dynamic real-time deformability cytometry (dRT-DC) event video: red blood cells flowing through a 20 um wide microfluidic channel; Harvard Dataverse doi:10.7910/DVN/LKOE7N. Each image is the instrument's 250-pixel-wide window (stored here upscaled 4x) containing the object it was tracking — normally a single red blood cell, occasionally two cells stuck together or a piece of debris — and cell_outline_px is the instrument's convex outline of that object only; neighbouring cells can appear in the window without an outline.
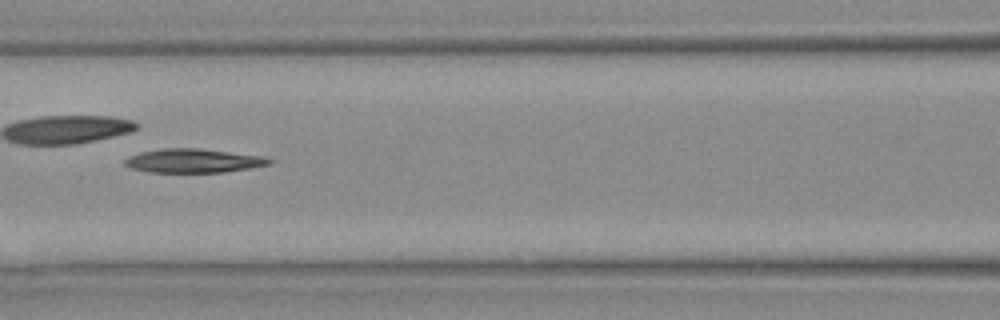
{"species": "Egyptian fruit bat (a non-hibernating species)", "species_latin": "Rousettus aegyptiacus", "temperature_condition": "warm", "stored_images_in_passage": 12, "camera_frame_rate_fps": 3000, "um_per_image_px": 0.085, "animal": {"sex": "female"}, "frame": {"image": 1, "passage_image": 9, "time_ms": 2.667, "image_size_px": [1000, 320], "cell_outline_px": [[272, 164], [252, 168], [224, 172], [148, 172], [132, 168], [124, 164], [124, 160], [128, 156], [140, 152], [164, 148], [196, 148], [264, 156], [272, 160]], "centroid_in_image_um": [16.45, 13.66], "position_along_channel_um": 150.2, "area_um2": 20.11}}